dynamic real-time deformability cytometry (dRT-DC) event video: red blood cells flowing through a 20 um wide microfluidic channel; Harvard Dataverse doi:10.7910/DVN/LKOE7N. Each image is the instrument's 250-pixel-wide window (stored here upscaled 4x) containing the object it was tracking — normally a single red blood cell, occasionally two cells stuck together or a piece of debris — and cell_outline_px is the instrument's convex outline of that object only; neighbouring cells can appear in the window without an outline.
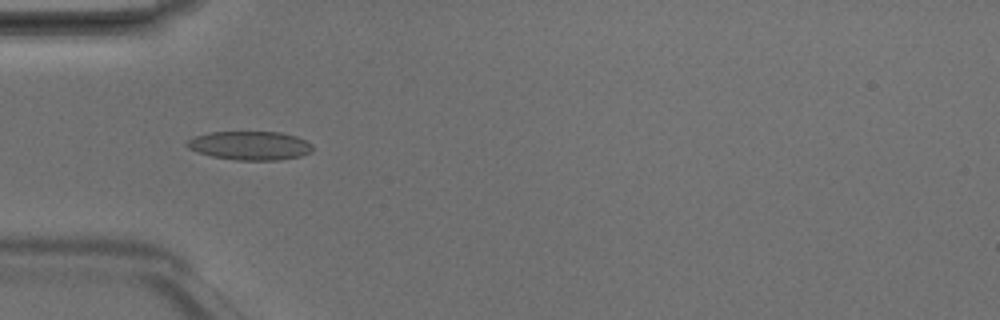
{"species": "Egyptian fruit bat (a non-hibernating species)", "species_latin": "Rousettus aegyptiacus", "temperature_condition": "room temperature", "stored_images_in_passage": 6, "camera_frame_rate_fps": 3000, "um_per_image_px": 0.085, "animal": {"sex": "male"}, "frame": {"image": 1, "passage_image": 3, "time_ms": 0.667, "image_size_px": [1000, 320], "cell_outline_px": [[312, 152], [300, 156], [280, 160], [236, 160], [212, 156], [196, 152], [188, 148], [184, 144], [188, 140], [196, 136], [208, 132], [280, 132], [296, 136], [312, 144]], "centroid_in_image_um": [21.23, 12.37], "position_along_channel_um": 63.8, "area_um2": 21.1}}
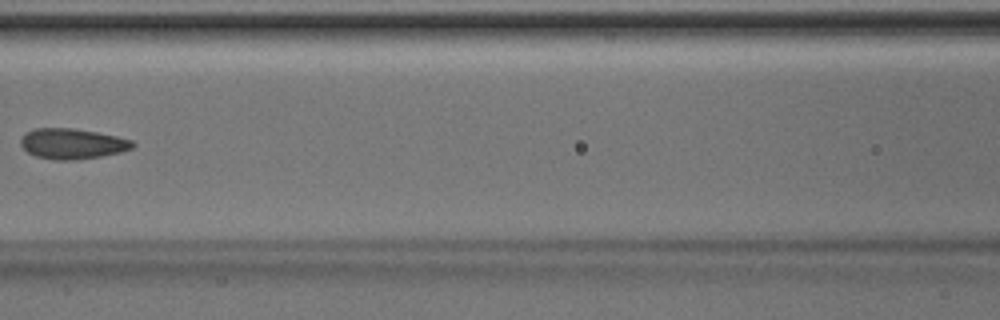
{"frame": {"image": 2, "passage_image": 5, "time_ms": 1.333, "image_size_px": [1000, 320], "cell_outline_px": [[136, 144], [132, 148], [120, 152], [100, 156], [76, 160], [56, 160], [36, 156], [28, 152], [20, 144], [20, 140], [28, 132], [36, 128], [72, 128], [96, 132], [116, 136], [132, 140]], "centroid_in_image_um": [6.16, 12.22], "position_along_channel_um": 160.4, "area_um2": 19.65}}